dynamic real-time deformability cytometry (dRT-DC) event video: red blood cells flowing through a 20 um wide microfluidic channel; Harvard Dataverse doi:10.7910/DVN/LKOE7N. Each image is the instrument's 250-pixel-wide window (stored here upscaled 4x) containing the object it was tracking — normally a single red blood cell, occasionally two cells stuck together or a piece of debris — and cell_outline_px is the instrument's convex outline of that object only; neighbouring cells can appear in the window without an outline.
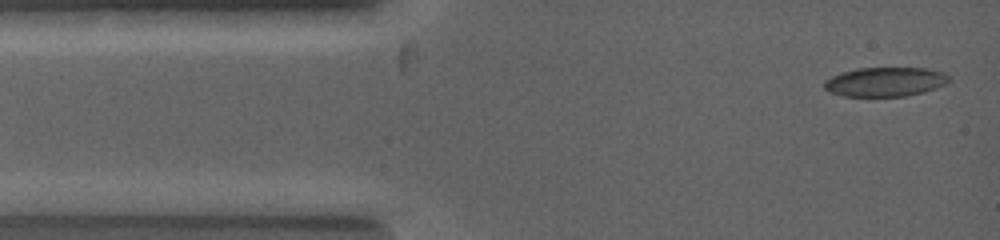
{"species": "common noctule bat (a hibernating species)", "species_latin": "Nyctalus noctula", "temperature_condition": "warm", "stored_images_in_passage": 2, "camera_frame_rate_fps": 5000, "um_per_image_px": 0.085, "animal": {"sex": "female", "body_mass_g": 19.0, "forearm_length_mm": 53.3}, "frame": {"image": 1, "passage_image": 1, "time_ms": 0.0, "image_size_px": [1000, 240], "cell_outline_px": [[948, 80], [944, 84], [924, 92], [904, 96], [844, 96], [832, 92], [824, 88], [824, 80], [840, 72], [856, 68], [924, 68], [940, 72], [948, 76]], "centroid_in_image_um": [75.18, 6.95], "position_along_channel_um": 9.8, "area_um2": 20.98}}